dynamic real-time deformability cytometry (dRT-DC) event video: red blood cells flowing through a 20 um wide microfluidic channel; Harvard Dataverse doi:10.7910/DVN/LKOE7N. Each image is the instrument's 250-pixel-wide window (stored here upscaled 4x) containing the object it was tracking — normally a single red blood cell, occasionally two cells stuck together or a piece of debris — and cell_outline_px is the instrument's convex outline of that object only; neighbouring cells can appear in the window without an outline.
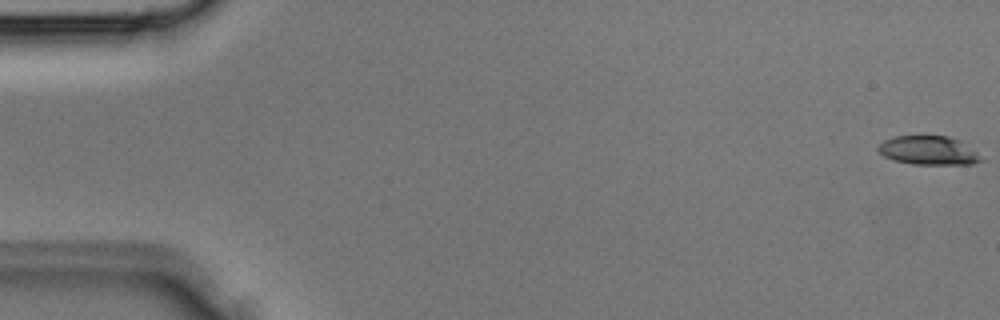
{"species": "Egyptian fruit bat (a non-hibernating species)", "species_latin": "Rousettus aegyptiacus", "temperature_condition": "room temperature", "stored_images_in_passage": 36, "camera_frame_rate_fps": 3000, "um_per_image_px": 0.085, "animal": {"sex": "male"}, "frame": {"image": 1, "passage_image": 1, "time_ms": 0.0, "image_size_px": [1000, 320], "cell_outline_px": [[984, 160], [972, 164], [912, 164], [896, 160], [884, 156], [876, 148], [884, 140], [896, 136], [948, 136], [960, 140], [976, 152]], "centroid_in_image_um": [78.93, 12.78], "position_along_channel_um": 6.1, "area_um2": 17.11}}
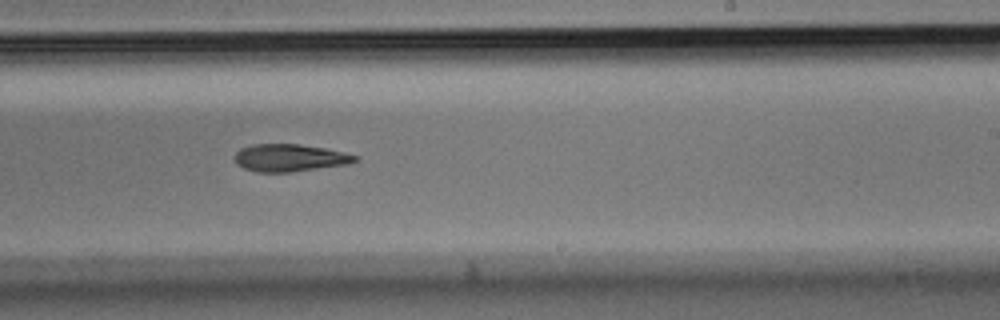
{"frame": {"image": 2, "passage_image": 22, "time_ms": 7.0, "image_size_px": [1000, 320], "cell_outline_px": [[360, 156], [356, 160], [348, 164], [288, 172], [256, 172], [244, 168], [236, 164], [236, 152], [240, 148], [252, 144], [296, 144], [324, 148]], "centroid_in_image_um": [24.6, 13.41], "position_along_channel_um": 264.4, "area_um2": 19.02}}
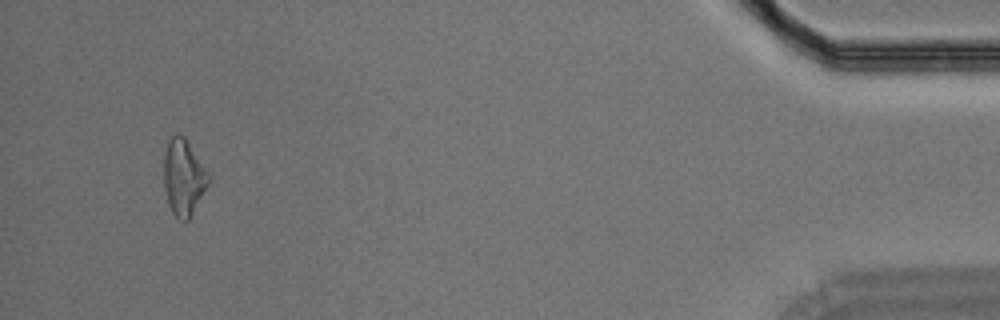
{"frame": {"image": 3, "passage_image": 34, "time_ms": 11.0, "image_size_px": [1000, 320], "cell_outline_px": [[212, 176], [208, 184], [188, 220], [180, 220], [172, 212], [168, 204], [164, 188], [164, 156], [168, 140], [172, 136], [184, 136], [212, 172]], "centroid_in_image_um": [15.64, 15.04], "position_along_channel_um": 419.6, "area_um2": 20.06}}